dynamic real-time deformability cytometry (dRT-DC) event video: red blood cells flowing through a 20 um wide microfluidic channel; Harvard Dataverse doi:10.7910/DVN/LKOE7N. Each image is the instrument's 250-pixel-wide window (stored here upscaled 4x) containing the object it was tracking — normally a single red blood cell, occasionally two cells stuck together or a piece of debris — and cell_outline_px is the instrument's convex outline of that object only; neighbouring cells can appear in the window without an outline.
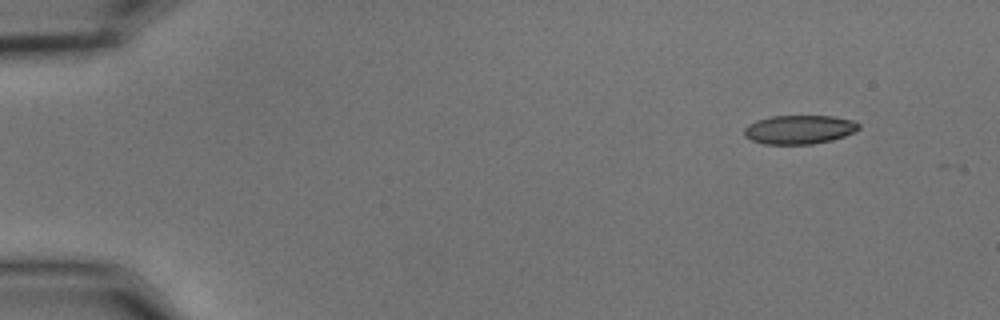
{"species": "common noctule bat (a hibernating species)", "species_latin": "Nyctalus noctula", "temperature_condition": "cold", "stored_images_in_passage": 4, "camera_frame_rate_fps": 3000, "um_per_image_px": 0.085, "animal": {"sex": "male", "body_mass_g": 15.6}, "frame": {"image": 1, "passage_image": 1, "time_ms": 0.0, "image_size_px": [1000, 320], "cell_outline_px": [[860, 128], [844, 136], [832, 140], [812, 144], [764, 144], [752, 140], [744, 136], [744, 128], [748, 124], [756, 120], [772, 116], [832, 116], [852, 120], [860, 124]], "centroid_in_image_um": [67.91, 11.01], "position_along_channel_um": 17.1, "area_um2": 19.25}}